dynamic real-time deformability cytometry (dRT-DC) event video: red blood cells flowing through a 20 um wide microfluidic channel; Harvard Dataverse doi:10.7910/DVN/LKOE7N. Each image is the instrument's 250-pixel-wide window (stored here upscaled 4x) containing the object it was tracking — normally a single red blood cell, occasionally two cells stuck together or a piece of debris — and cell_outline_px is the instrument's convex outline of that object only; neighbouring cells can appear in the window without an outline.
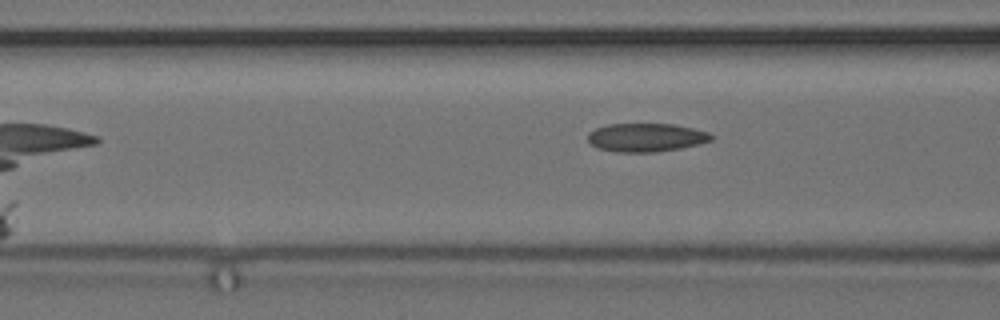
{"species": "common noctule bat (a hibernating species)", "species_latin": "Nyctalus noctula", "temperature_condition": "cold", "stored_images_in_passage": 7, "camera_frame_rate_fps": 3000, "um_per_image_px": 0.085, "animal": {"sex": "female", "body_mass_g": 24.6, "forearm_length_mm": 56.2}, "frame": {"image": 1, "passage_image": 7, "time_ms": 2.0, "image_size_px": [1000, 320], "cell_outline_px": [[716, 136], [712, 140], [680, 148], [656, 152], [616, 152], [596, 148], [588, 140], [588, 132], [596, 128], [608, 124], [672, 124], [692, 128], [708, 132]], "centroid_in_image_um": [54.9, 11.68], "position_along_channel_um": 111.7, "area_um2": 20.46}}